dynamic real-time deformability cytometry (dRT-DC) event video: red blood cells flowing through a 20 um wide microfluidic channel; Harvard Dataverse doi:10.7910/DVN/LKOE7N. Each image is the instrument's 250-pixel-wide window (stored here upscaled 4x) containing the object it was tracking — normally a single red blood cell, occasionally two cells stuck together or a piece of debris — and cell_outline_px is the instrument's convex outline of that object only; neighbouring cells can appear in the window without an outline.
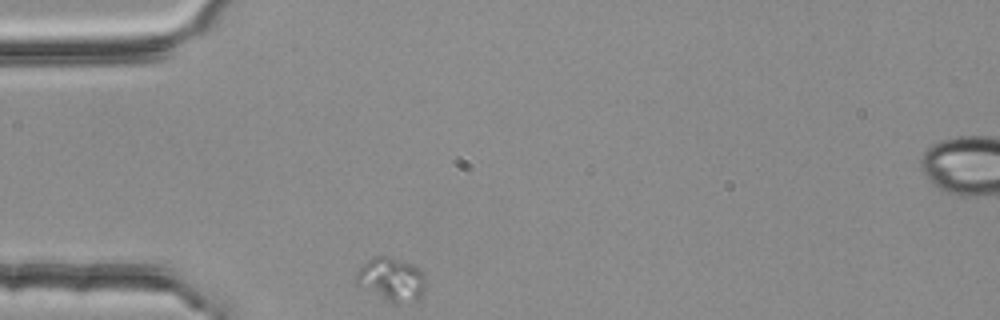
{"species": "common noctule bat (a hibernating species)", "species_latin": "Nyctalus noctula", "temperature_condition": "room temperature", "stored_images_in_passage": 2, "segment_of_instrument_passage": [1, 2], "camera_frame_rate_fps": 3000, "um_per_image_px": 0.085, "animal": {"sex": "female", "body_mass_g": 25.1}, "frame": {"image": 1, "passage_image": 1, "time_ms": 0.0, "image_size_px": [1000, 320], "cell_outline_px": [[428, 288], [420, 300], [384, 300], [356, 284], [356, 272], [368, 260], [376, 256], [384, 256], [400, 260], [412, 264], [424, 276], [428, 284]], "centroid_in_image_um": [33.3, 23.74], "position_along_channel_um": 51.7, "area_um2": 17.28}}